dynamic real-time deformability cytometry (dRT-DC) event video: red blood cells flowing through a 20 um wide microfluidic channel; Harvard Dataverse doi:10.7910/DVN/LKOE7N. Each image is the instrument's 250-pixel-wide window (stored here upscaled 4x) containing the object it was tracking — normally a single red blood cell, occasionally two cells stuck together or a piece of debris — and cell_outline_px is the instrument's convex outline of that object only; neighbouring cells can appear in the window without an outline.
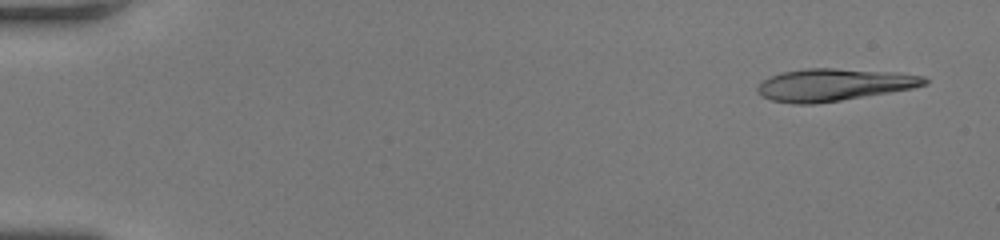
{"species": "human", "species_latin": "Homo sapiens", "temperature_condition": "room temperature", "stored_images_in_passage": 55, "camera_frame_rate_fps": 3000, "um_per_image_px": 0.085, "donor": {"sex": "female"}, "frame": {"image": 1, "passage_image": 3, "time_ms": 0.667, "image_size_px": [1000, 240], "cell_outline_px": [[928, 84], [912, 88], [840, 100], [812, 104], [792, 104], [772, 100], [760, 96], [756, 92], [756, 88], [768, 76], [784, 72], [804, 68], [832, 68], [892, 72], [924, 76], [928, 80]], "centroid_in_image_um": [70.82, 7.2], "position_along_channel_um": 14.2, "area_um2": 31.21}}
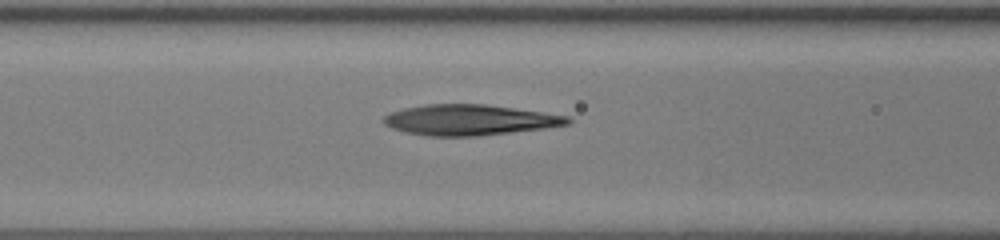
{"frame": {"image": 2, "passage_image": 24, "time_ms": 7.667, "image_size_px": [1000, 240], "cell_outline_px": [[572, 120], [568, 124], [544, 128], [476, 136], [428, 136], [404, 132], [392, 128], [384, 124], [384, 116], [392, 112], [404, 108], [424, 104], [484, 104], [568, 116]], "centroid_in_image_um": [39.87, 10.19], "position_along_channel_um": 126.7, "area_um2": 32.48}}
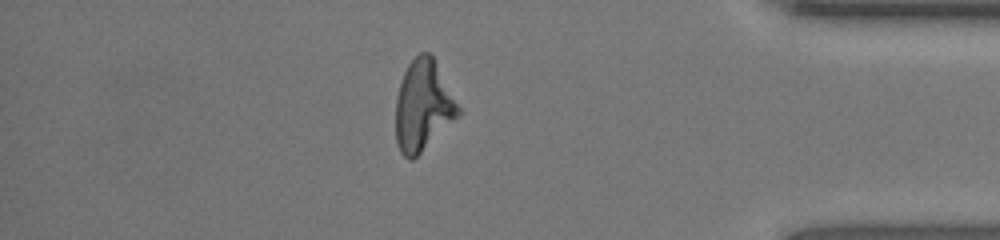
{"frame": {"image": 3, "passage_image": 48, "time_ms": 15.667, "image_size_px": [1000, 240], "cell_outline_px": [[460, 116], [412, 160], [408, 160], [400, 152], [396, 144], [396, 96], [400, 80], [408, 64], [420, 52], [428, 52], [432, 56], [460, 108]], "centroid_in_image_um": [35.94, 9.01], "position_along_channel_um": 399.3, "area_um2": 32.89}, "authors_computed_cell_mechanics": {"area_um2": 32.8304, "velocity_mm_per_s": 3.7578, "shape_relaxation_time_tau1_ms": null, "shape_relaxation_time_tau2_ms": 4.2039, "deformation_change_tau1": null, "deformation_change_tau2": 0.1391}}